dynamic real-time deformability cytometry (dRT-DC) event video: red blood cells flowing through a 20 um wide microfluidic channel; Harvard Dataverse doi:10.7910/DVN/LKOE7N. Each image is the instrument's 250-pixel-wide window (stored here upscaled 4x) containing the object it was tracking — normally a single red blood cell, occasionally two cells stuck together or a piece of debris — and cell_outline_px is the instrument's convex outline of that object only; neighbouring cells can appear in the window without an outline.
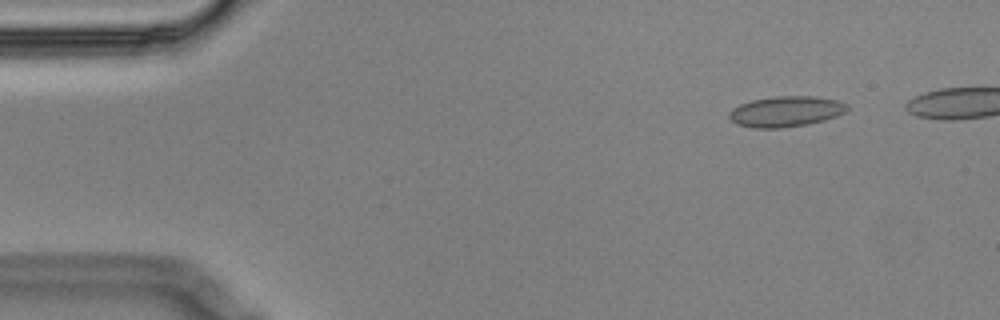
{"species": "Egyptian fruit bat (a non-hibernating species)", "species_latin": "Rousettus aegyptiacus", "temperature_condition": "cold", "stored_images_in_passage": 7, "segment_of_instrument_passage": [1, 2], "camera_frame_rate_fps": 3000, "um_per_image_px": 0.085, "animal": {"sex": "male"}, "frame": {"image": 1, "passage_image": 2, "time_ms": 0.333, "image_size_px": [1000, 320], "cell_outline_px": [[848, 108], [844, 112], [836, 116], [824, 120], [808, 124], [780, 128], [752, 128], [736, 124], [728, 116], [728, 112], [732, 108], [740, 104], [752, 100], [776, 96], [816, 96], [836, 100], [848, 104]], "centroid_in_image_um": [66.77, 9.47], "position_along_channel_um": 18.2, "area_um2": 21.1}}
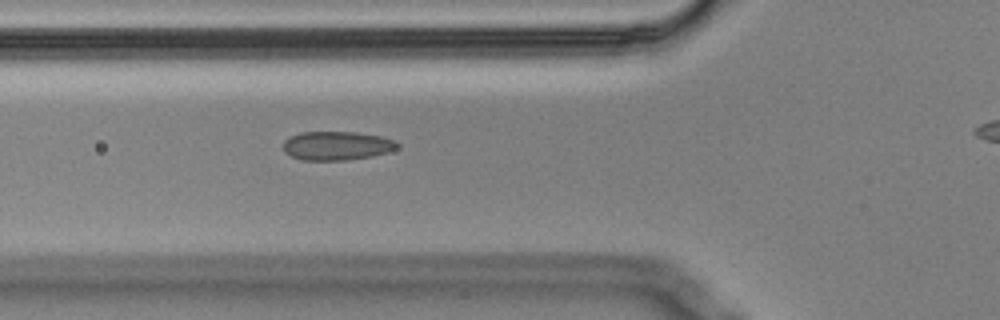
{"frame": {"image": 2, "passage_image": 6, "time_ms": 1.667, "image_size_px": [1000, 320], "cell_outline_px": [[400, 148], [388, 152], [372, 156], [348, 160], [304, 160], [292, 156], [284, 152], [284, 140], [288, 136], [300, 132], [356, 132], [384, 136], [396, 140], [400, 144]], "centroid_in_image_um": [28.68, 12.37], "position_along_channel_um": 97.1, "area_um2": 19.48}}